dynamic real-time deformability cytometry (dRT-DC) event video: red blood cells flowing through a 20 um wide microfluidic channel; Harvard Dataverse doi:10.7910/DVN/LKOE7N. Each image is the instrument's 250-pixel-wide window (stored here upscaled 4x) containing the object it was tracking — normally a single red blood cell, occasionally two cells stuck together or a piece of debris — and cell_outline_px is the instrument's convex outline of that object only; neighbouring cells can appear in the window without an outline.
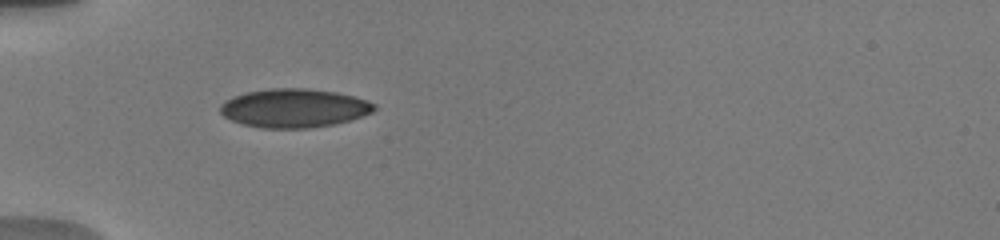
{"species": "human", "species_latin": "Homo sapiens", "temperature_condition": "warm", "stored_images_in_passage": 29, "camera_frame_rate_fps": 3000, "um_per_image_px": 0.085, "donor": {"sex": "male"}, "frame": {"image": 1, "passage_image": 1, "time_ms": 0.0, "image_size_px": [1000, 240], "cell_outline_px": [[376, 108], [372, 112], [348, 120], [332, 124], [308, 128], [260, 128], [244, 124], [232, 120], [224, 116], [220, 112], [220, 104], [232, 96], [244, 92], [268, 88], [308, 88], [336, 92], [368, 100], [376, 104]], "centroid_in_image_um": [24.96, 9.17], "position_along_channel_um": 60.0, "area_um2": 34.74}}
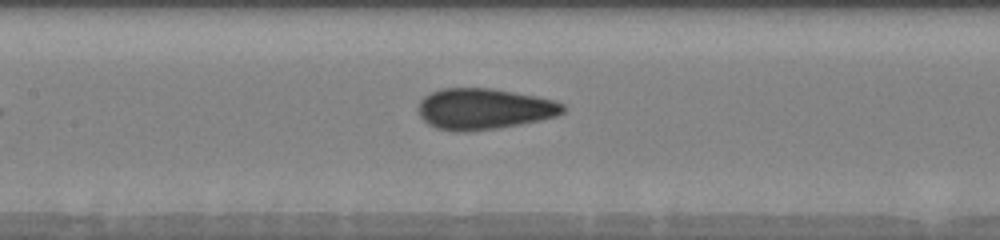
{"frame": {"image": 2, "passage_image": 7, "time_ms": 3.0, "image_size_px": [1000, 240], "cell_outline_px": [[568, 108], [564, 112], [556, 116], [540, 120], [520, 124], [496, 128], [464, 132], [460, 132], [436, 128], [428, 124], [420, 116], [420, 100], [424, 96], [440, 88], [492, 88], [536, 96], [552, 100], [564, 104]], "centroid_in_image_um": [41.16, 9.25], "position_along_channel_um": 166.2, "area_um2": 34.51}}
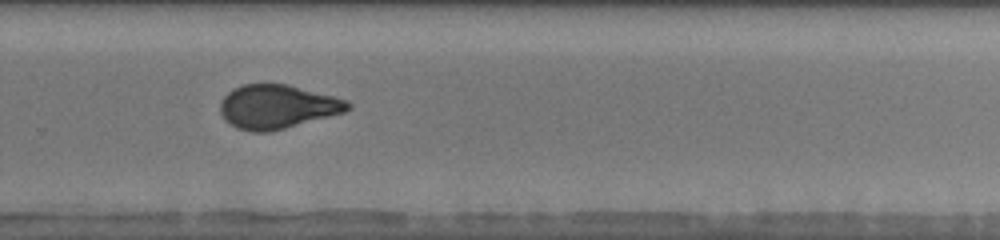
{"frame": {"image": 3, "passage_image": 17, "time_ms": 6.667, "image_size_px": [1000, 240], "cell_outline_px": [[352, 108], [344, 112], [272, 132], [252, 132], [236, 128], [224, 120], [220, 112], [220, 100], [232, 88], [244, 84], [284, 84], [348, 100], [352, 104]], "centroid_in_image_um": [23.53, 9.09], "position_along_channel_um": 306.3, "area_um2": 32.66}, "authors_computed_cell_mechanics": {"area_um2": 33.8708, "velocity_mm_per_s": 3.8298, "shape_relaxation_time_tau1_ms": 4.8647, "shape_relaxation_time_tau2_ms": null, "deformation_change_tau1": 0.15, "deformation_change_tau2": null}}